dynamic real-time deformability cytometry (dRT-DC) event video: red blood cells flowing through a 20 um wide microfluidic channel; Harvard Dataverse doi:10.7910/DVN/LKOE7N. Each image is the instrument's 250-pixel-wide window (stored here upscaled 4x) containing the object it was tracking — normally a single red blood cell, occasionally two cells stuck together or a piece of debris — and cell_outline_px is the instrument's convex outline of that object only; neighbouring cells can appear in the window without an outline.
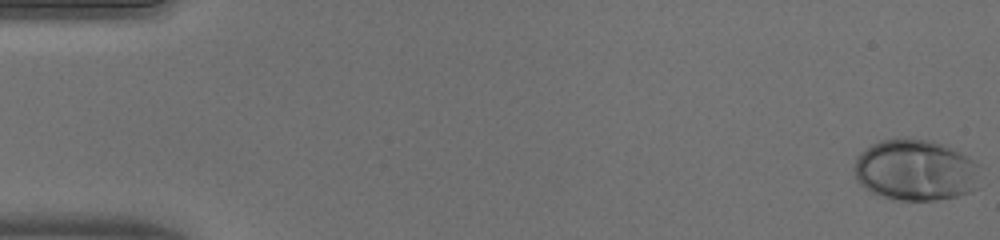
{"species": "human", "species_latin": "Homo sapiens", "temperature_condition": "warm", "stored_images_in_passage": 51, "camera_frame_rate_fps": 3000, "um_per_image_px": 0.085, "donor": {"sex": "male"}, "frame": {"image": 1, "passage_image": 1, "time_ms": 0.0, "image_size_px": [1000, 240], "cell_outline_px": [[980, 164], [976, 188], [972, 192], [956, 196], [936, 200], [892, 200], [880, 196], [864, 188], [856, 180], [852, 168], [860, 152], [872, 144], [880, 140], [928, 140], [940, 144], [960, 152]], "centroid_in_image_um": [77.79, 14.5], "position_along_channel_um": 7.2, "area_um2": 44.85}}
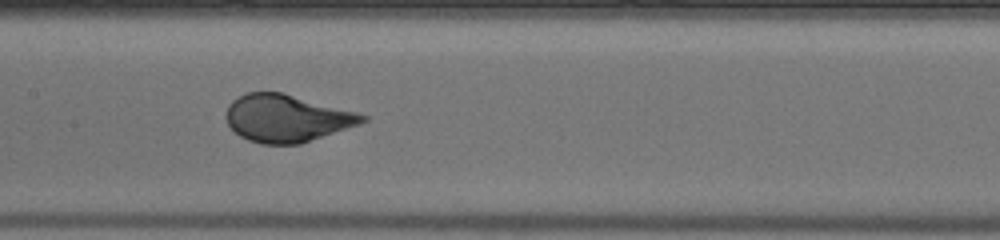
{"frame": {"image": 2, "passage_image": 26, "time_ms": 8.333, "image_size_px": [1000, 240], "cell_outline_px": [[368, 120], [360, 124], [300, 144], [260, 144], [248, 140], [240, 136], [228, 124], [224, 116], [228, 104], [232, 100], [248, 92], [284, 92], [356, 112], [368, 116]], "centroid_in_image_um": [24.35, 10.05], "position_along_channel_um": 183.0, "area_um2": 37.69}}
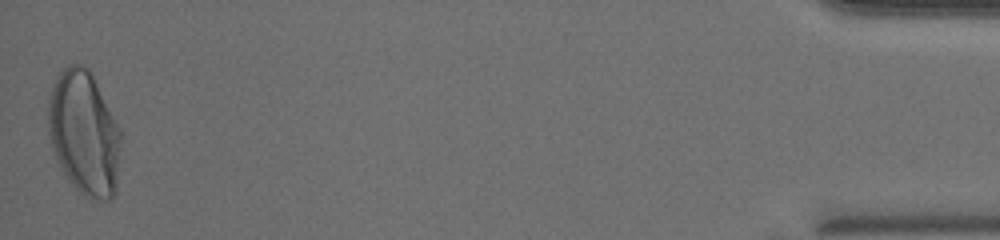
{"frame": {"image": 3, "passage_image": 51, "time_ms": 16.667, "image_size_px": [1000, 240], "cell_outline_px": [[120, 144], [116, 192], [112, 200], [92, 200], [84, 196], [68, 180], [60, 168], [56, 160], [48, 136], [48, 96], [52, 84], [56, 76], [64, 68], [72, 64], [80, 64], [88, 68], [92, 72], [120, 128]], "centroid_in_image_um": [7.14, 11.31], "position_along_channel_um": 428.1, "area_um2": 53.29}, "authors_computed_cell_mechanics": {"area_um2": 38.8416, "velocity_mm_per_s": 4.046, "shape_relaxation_time_tau1_ms": 3.3367, "shape_relaxation_time_tau2_ms": null, "deformation_change_tau1": 0.2115, "deformation_change_tau2": null}}